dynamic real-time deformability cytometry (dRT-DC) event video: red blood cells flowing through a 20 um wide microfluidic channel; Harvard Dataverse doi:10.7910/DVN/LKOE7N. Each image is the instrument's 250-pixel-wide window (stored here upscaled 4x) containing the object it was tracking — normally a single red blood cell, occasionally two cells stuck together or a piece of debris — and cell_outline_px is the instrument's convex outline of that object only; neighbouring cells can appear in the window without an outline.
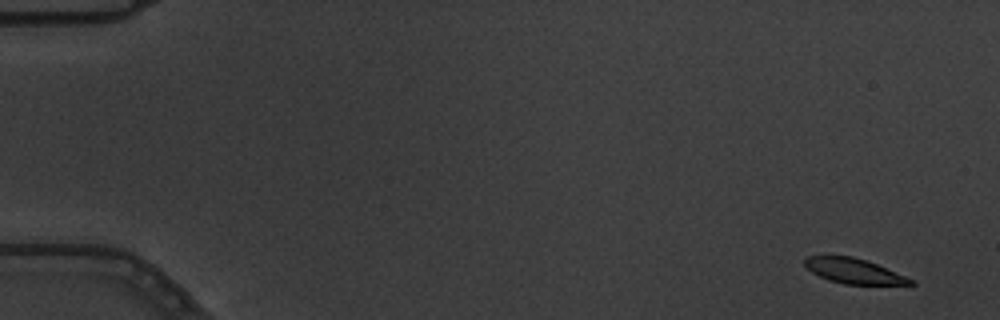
{"species": "common noctule bat (a hibernating species)", "species_latin": "Nyctalus noctula", "temperature_condition": "warm", "stored_images_in_passage": 6, "segment_of_instrument_passage": [1, 2], "camera_frame_rate_fps": 3000, "um_per_image_px": 0.085, "animal": {"sex": "male", "body_mass_g": 19.5, "forearm_length_mm": 54.6}, "frame": {"image": 1, "passage_image": 1, "time_ms": 0.0, "image_size_px": [1000, 320], "cell_outline_px": [[916, 284], [844, 284], [828, 280], [812, 272], [804, 264], [804, 260], [808, 256], [852, 256], [868, 260], [916, 280]], "centroid_in_image_um": [72.62, 23.03], "position_along_channel_um": 12.4, "area_um2": 15.43}}
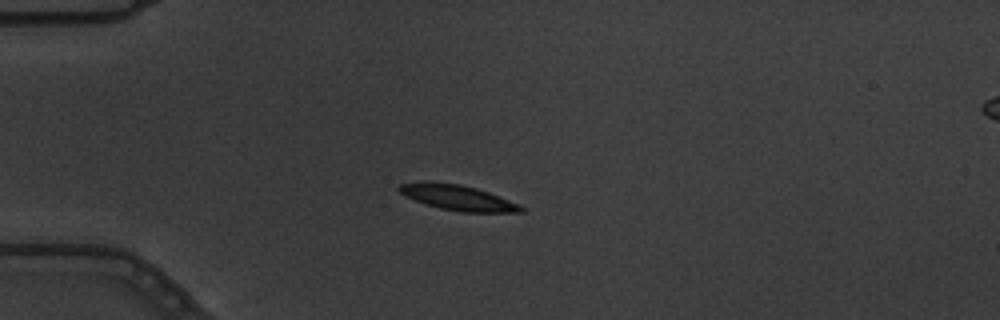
{"frame": {"image": 2, "passage_image": 5, "time_ms": 1.333, "image_size_px": [1000, 320], "cell_outline_px": [[524, 212], [460, 212], [440, 208], [424, 204], [404, 196], [396, 188], [400, 184], [420, 180], [424, 180], [460, 184], [476, 188], [488, 192], [508, 200], [524, 208]], "centroid_in_image_um": [38.8, 16.78], "position_along_channel_um": 46.2, "area_um2": 18.09}}